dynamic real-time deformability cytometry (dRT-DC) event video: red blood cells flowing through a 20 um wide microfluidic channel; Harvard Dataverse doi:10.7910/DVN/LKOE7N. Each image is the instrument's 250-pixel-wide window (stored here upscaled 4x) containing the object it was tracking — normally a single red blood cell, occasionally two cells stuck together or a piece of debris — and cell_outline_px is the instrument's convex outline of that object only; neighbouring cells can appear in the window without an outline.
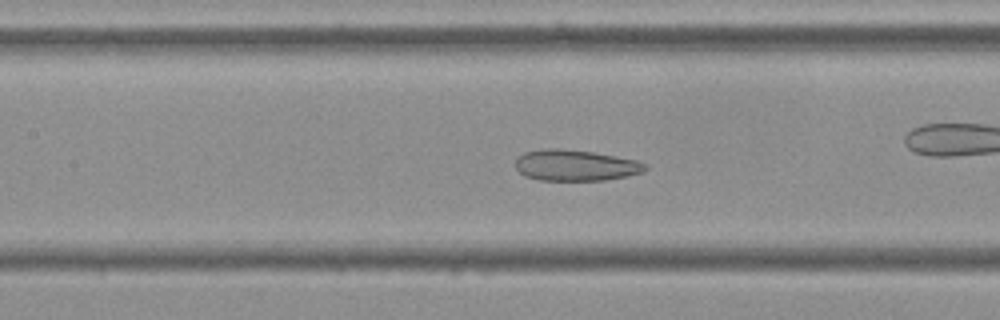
{"species": "Egyptian fruit bat (a non-hibernating species)", "species_latin": "Rousettus aegyptiacus", "temperature_condition": "cold", "stored_images_in_passage": 56, "camera_frame_rate_fps": 3000, "um_per_image_px": 0.085, "frame": {"image": 1, "passage_image": 25, "time_ms": 8.0, "image_size_px": [1000, 320], "cell_outline_px": [[648, 168], [644, 172], [604, 180], [540, 180], [524, 176], [516, 168], [516, 160], [524, 152], [540, 148], [560, 148], [592, 152], [616, 156], [636, 160], [648, 164]], "centroid_in_image_um": [48.91, 14.04], "position_along_channel_um": 158.5, "area_um2": 23.52}, "authors_computed_cell_mechanics": {"area_um2": 26.3279, "velocity_mm_per_s": 3.6251, "shape_relaxation_time_tau1_ms": null, "shape_relaxation_time_tau2_ms": 4.3906, "deformation_change_tau1": null, "deformation_change_tau2": 0.12}}